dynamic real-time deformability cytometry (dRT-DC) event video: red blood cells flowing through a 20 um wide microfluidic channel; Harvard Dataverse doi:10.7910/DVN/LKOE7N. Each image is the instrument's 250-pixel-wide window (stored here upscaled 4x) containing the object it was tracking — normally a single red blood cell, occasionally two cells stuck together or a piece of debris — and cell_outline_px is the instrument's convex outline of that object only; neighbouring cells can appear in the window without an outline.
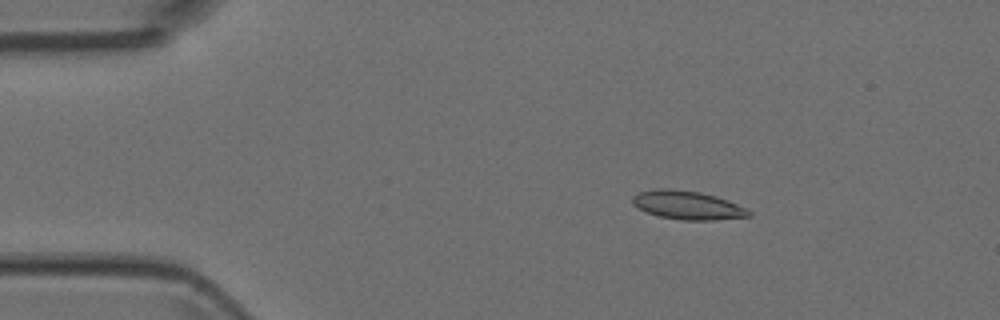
{"species": "Egyptian fruit bat (a non-hibernating species)", "species_latin": "Rousettus aegyptiacus", "temperature_condition": "room temperature", "stored_images_in_passage": 4, "camera_frame_rate_fps": 3000, "um_per_image_px": 0.085, "animal": {"sex": "female"}, "frame": {"image": 1, "passage_image": 2, "time_ms": 0.333, "image_size_px": [1000, 320], "cell_outline_px": [[752, 216], [712, 220], [680, 220], [656, 216], [644, 212], [632, 204], [632, 196], [640, 192], [660, 188], [668, 188], [700, 192], [716, 196], [728, 200], [752, 212]], "centroid_in_image_um": [58.4, 17.45], "position_along_channel_um": 26.6, "area_um2": 19.48}}
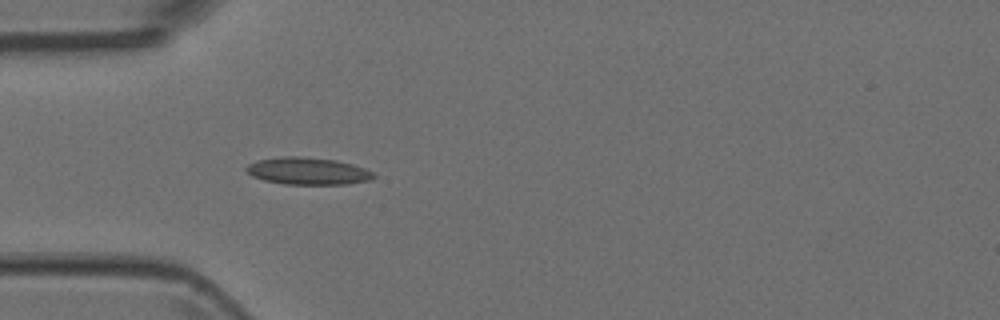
{"frame": {"image": 2, "passage_image": 4, "time_ms": 1.0, "image_size_px": [1000, 320], "cell_outline_px": [[376, 176], [368, 180], [348, 184], [284, 184], [264, 180], [252, 176], [244, 168], [248, 164], [260, 160], [280, 156], [300, 156], [336, 160], [352, 164], [364, 168], [372, 172]], "centroid_in_image_um": [26.15, 14.53], "position_along_channel_um": 58.9, "area_um2": 20.06}}